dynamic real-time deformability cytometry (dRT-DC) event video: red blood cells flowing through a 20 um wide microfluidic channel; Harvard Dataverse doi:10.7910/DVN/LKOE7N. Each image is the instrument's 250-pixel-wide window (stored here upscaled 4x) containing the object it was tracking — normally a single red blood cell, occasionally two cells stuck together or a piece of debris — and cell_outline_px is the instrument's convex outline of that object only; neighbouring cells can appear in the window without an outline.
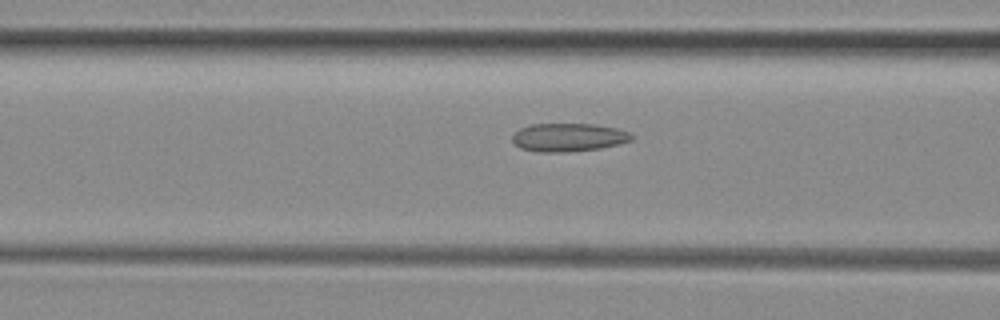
{"species": "common noctule bat (a hibernating species)", "species_latin": "Nyctalus noctula", "temperature_condition": "room temperature", "stored_images_in_passage": 50, "camera_frame_rate_fps": 3000, "um_per_image_px": 0.085, "animal": {"sex": "female", "body_mass_g": 29.2, "forearm_length_mm": 56.3}, "frame": {"image": 1, "passage_image": 20, "time_ms": 6.333, "image_size_px": [1000, 320], "cell_outline_px": [[636, 136], [632, 140], [600, 148], [564, 152], [536, 152], [520, 148], [512, 140], [512, 132], [520, 128], [532, 124], [596, 124], [616, 128], [628, 132]], "centroid_in_image_um": [48.29, 11.67], "position_along_channel_um": 118.3, "area_um2": 19.71}}
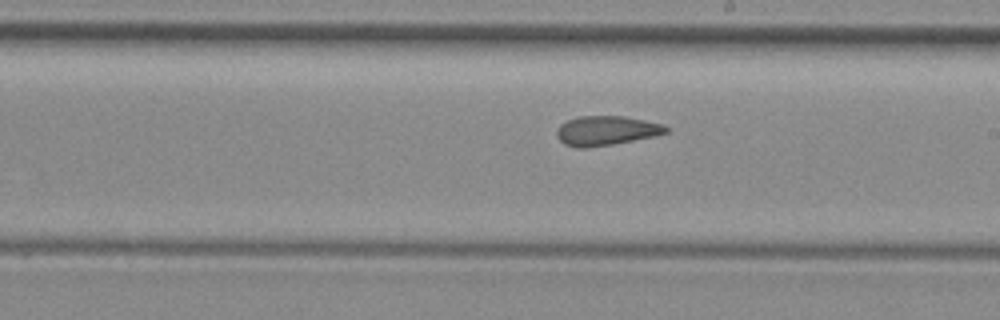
{"frame": {"image": 2, "passage_image": 29, "time_ms": 9.333, "image_size_px": [1000, 320], "cell_outline_px": [[668, 132], [652, 136], [612, 144], [584, 148], [576, 148], [564, 144], [556, 136], [556, 132], [560, 124], [568, 120], [580, 116], [624, 116], [664, 124], [668, 128]], "centroid_in_image_um": [51.5, 11.1], "position_along_channel_um": 237.5, "area_um2": 18.61}}
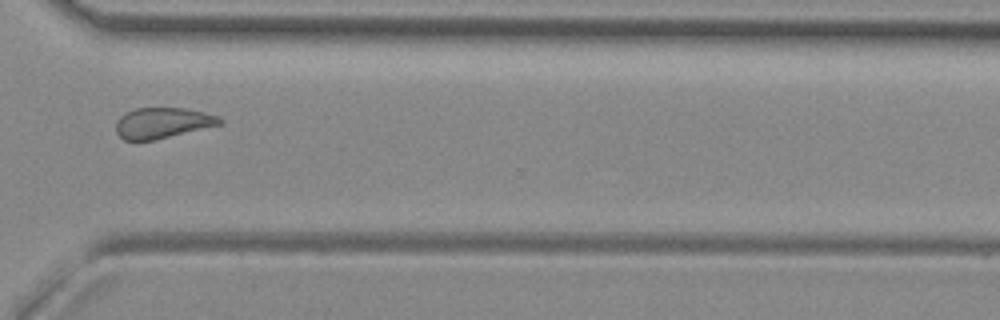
{"frame": {"image": 3, "passage_image": 38, "time_ms": 12.333, "image_size_px": [1000, 320], "cell_outline_px": [[224, 124], [152, 140], [124, 140], [116, 132], [116, 124], [120, 116], [136, 108], [184, 108], [204, 112], [216, 116], [224, 120]], "centroid_in_image_um": [13.84, 10.44], "position_along_channel_um": 356.8, "area_um2": 18.38}}